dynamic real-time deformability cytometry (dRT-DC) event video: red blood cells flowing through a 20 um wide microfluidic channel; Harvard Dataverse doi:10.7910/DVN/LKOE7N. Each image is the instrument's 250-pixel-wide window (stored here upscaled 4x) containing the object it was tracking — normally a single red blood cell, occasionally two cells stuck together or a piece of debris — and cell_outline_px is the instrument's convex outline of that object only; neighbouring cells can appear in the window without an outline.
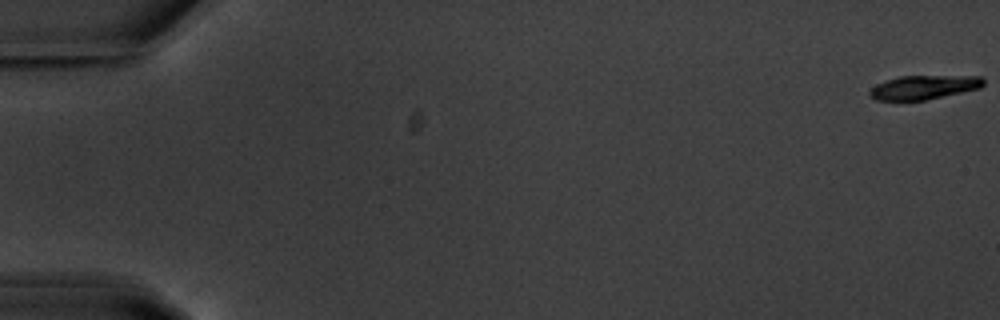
{"species": "common noctule bat (a hibernating species)", "species_latin": "Nyctalus noctula", "temperature_condition": "warm", "stored_images_in_passage": 57, "camera_frame_rate_fps": 3000, "um_per_image_px": 0.085, "animal": {"sex": "male", "body_mass_g": 20.1, "forearm_length_mm": 53.5}, "frame": {"image": 1, "passage_image": 1, "time_ms": 0.0, "image_size_px": [1000, 320], "cell_outline_px": [[984, 84], [980, 88], [924, 100], [876, 100], [868, 96], [868, 92], [876, 84], [900, 76], [984, 76]], "centroid_in_image_um": [78.52, 7.41], "position_along_channel_um": 6.5, "area_um2": 15.78}}
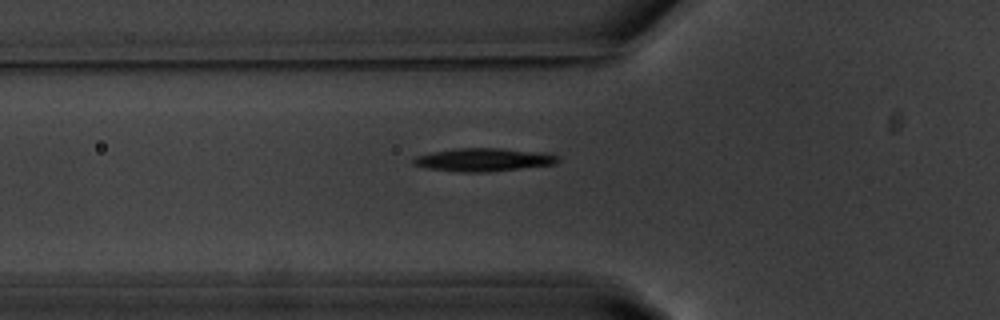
{"frame": {"image": 2, "passage_image": 21, "time_ms": 6.667, "image_size_px": [1000, 320], "cell_outline_px": [[560, 160], [556, 164], [488, 172], [456, 172], [428, 168], [412, 164], [412, 160], [416, 156], [432, 152], [456, 148], [500, 148], [544, 152], [556, 156]], "centroid_in_image_um": [41.1, 13.58], "position_along_channel_um": 84.7, "area_um2": 19.54}}
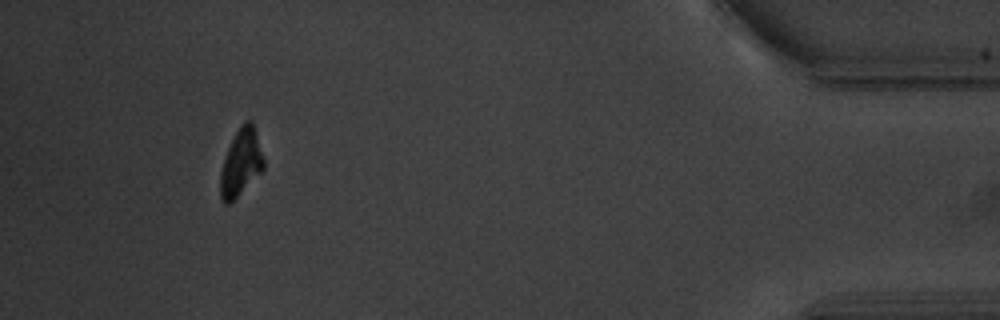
{"frame": {"image": 3, "passage_image": 53, "time_ms": 17.333, "image_size_px": [1000, 320], "cell_outline_px": [[264, 168], [228, 204], [224, 204], [220, 200], [220, 172], [228, 148], [240, 124], [244, 120], [252, 120], [264, 160]], "centroid_in_image_um": [20.46, 13.79], "position_along_channel_um": 414.7, "area_um2": 16.47}, "authors_computed_cell_mechanics": {"area_um2": 18.1492, "velocity_mm_per_s": 3.6483, "shape_relaxation_time_tau1_ms": 2.9017, "shape_relaxation_time_tau2_ms": null, "deformation_change_tau1": 0.1327, "deformation_change_tau2": null}}